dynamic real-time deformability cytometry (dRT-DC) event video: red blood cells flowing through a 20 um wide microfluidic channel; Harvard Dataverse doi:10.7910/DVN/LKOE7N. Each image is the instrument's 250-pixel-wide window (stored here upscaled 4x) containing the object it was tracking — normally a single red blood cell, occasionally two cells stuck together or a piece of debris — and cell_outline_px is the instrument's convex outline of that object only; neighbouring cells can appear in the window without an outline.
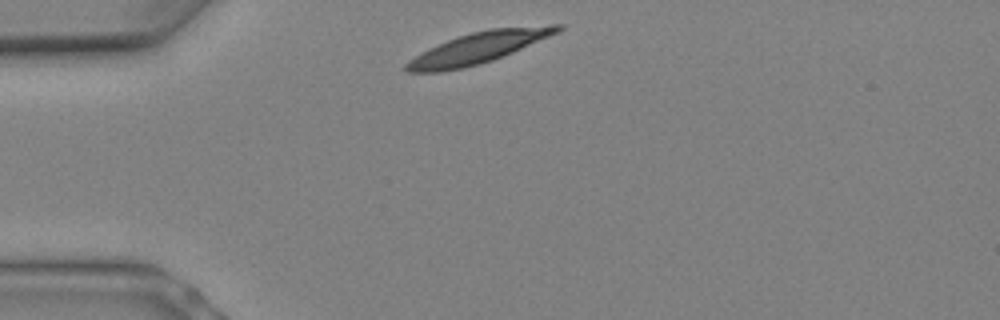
{"species": "Egyptian fruit bat (a non-hibernating species)", "species_latin": "Rousettus aegyptiacus", "temperature_condition": "warm", "stored_images_in_passage": 5, "camera_frame_rate_fps": 3000, "um_per_image_px": 0.085, "animal": {"sex": "female"}, "frame": {"image": 1, "passage_image": 1, "time_ms": 0.0, "image_size_px": [1000, 320], "cell_outline_px": [[564, 28], [548, 36], [512, 52], [492, 60], [480, 64], [440, 72], [404, 72], [404, 64], [408, 60], [428, 48], [448, 40], [472, 32], [492, 28], [552, 24], [564, 24]], "centroid_in_image_um": [40.62, 4.06], "position_along_channel_um": 44.4, "area_um2": 27.11}}
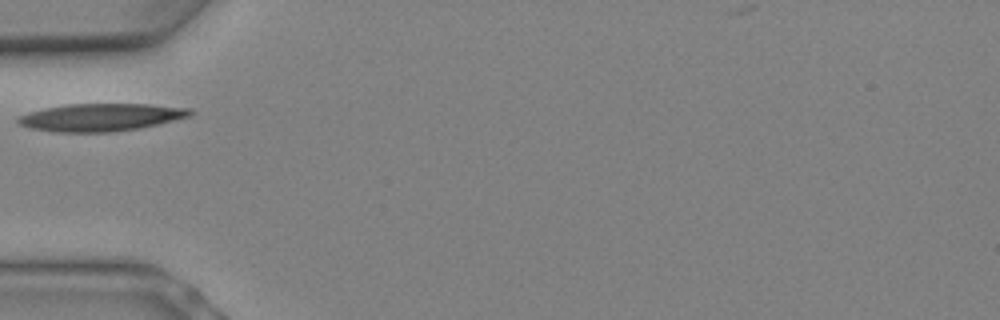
{"frame": {"image": 2, "passage_image": 3, "time_ms": 0.667, "image_size_px": [1000, 320], "cell_outline_px": [[196, 112], [188, 116], [140, 128], [112, 132], [56, 132], [28, 128], [20, 124], [16, 120], [16, 116], [28, 112], [44, 108], [68, 104], [148, 104], [192, 108]], "centroid_in_image_um": [8.53, 9.96], "position_along_channel_um": 76.5, "area_um2": 27.74}}